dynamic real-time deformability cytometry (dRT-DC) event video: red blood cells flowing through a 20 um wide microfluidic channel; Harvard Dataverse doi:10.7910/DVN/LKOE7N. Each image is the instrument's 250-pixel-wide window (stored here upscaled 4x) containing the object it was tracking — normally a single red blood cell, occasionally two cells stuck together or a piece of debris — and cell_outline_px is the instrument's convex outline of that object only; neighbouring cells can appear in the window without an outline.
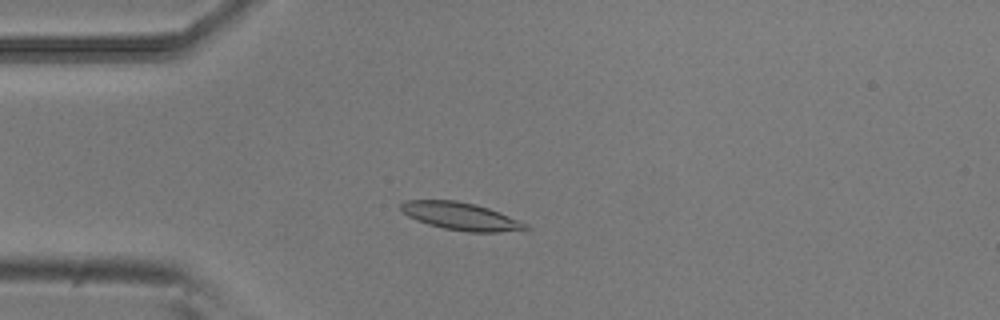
{"species": "common noctule bat (a hibernating species)", "species_latin": "Nyctalus noctula", "temperature_condition": "room temperature", "stored_images_in_passage": 7, "camera_frame_rate_fps": 3000, "um_per_image_px": 0.085, "animal": {"sex": "male", "body_mass_g": 20.5, "forearm_length_mm": 52.5}, "frame": {"image": 1, "passage_image": 5, "time_ms": 1.333, "image_size_px": [1000, 320], "cell_outline_px": [[532, 228], [496, 232], [468, 232], [444, 228], [428, 224], [416, 220], [400, 212], [400, 204], [408, 200], [456, 200], [476, 204], [488, 208], [528, 224]], "centroid_in_image_um": [39.12, 18.37], "position_along_channel_um": 45.9, "area_um2": 19.94}}